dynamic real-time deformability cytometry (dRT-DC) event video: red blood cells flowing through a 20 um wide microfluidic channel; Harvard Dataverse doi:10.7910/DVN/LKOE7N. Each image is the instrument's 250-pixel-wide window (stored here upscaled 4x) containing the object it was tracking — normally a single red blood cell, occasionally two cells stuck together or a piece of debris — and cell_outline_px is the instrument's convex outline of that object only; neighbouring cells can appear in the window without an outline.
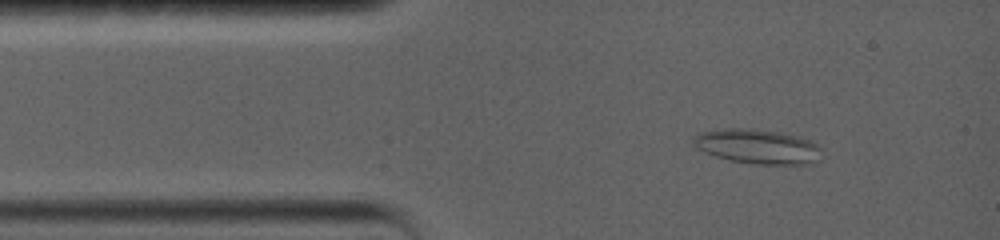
{"species": "common noctule bat (a hibernating species)", "species_latin": "Nyctalus noctula", "temperature_condition": "warm", "stored_images_in_passage": 4, "camera_frame_rate_fps": 5000, "um_per_image_px": 0.085, "animal": {"sex": "female", "body_mass_g": 19.0, "forearm_length_mm": 56.7}, "frame": {"image": 1, "passage_image": 2, "time_ms": 1.0, "image_size_px": [1000, 240], "cell_outline_px": [[820, 160], [808, 164], [752, 164], [732, 160], [716, 156], [704, 152], [696, 148], [692, 144], [692, 140], [700, 132], [716, 128], [744, 128], [780, 132], [796, 136], [808, 140], [816, 144], [820, 148]], "centroid_in_image_um": [64.35, 12.45], "position_along_channel_um": 20.6, "area_um2": 25.84}}
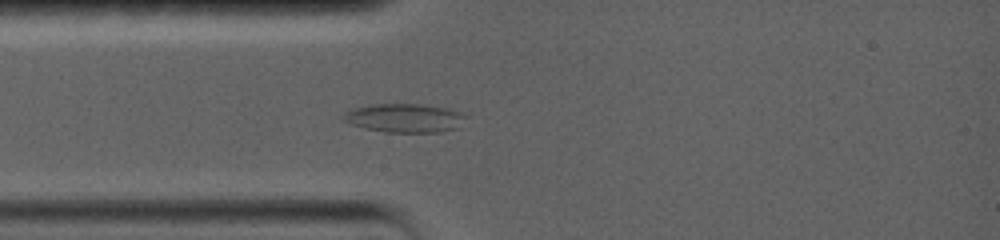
{"frame": {"image": 2, "passage_image": 4, "time_ms": 2.8, "image_size_px": [1000, 240], "cell_outline_px": [[468, 116], [460, 128], [440, 132], [384, 132], [364, 128], [340, 120], [340, 116], [344, 112], [352, 108], [368, 104], [420, 104], [444, 108], [460, 112]], "centroid_in_image_um": [34.35, 10.03], "position_along_channel_um": 50.6, "area_um2": 20.87}}